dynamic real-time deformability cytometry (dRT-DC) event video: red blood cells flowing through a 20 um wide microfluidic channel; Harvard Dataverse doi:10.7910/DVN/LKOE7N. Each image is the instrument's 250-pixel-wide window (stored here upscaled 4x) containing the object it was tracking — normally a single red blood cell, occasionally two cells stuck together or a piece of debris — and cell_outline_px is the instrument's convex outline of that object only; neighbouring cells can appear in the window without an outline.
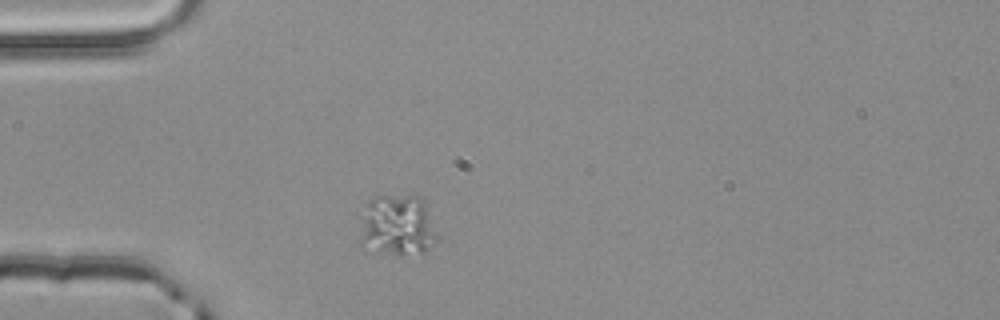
{"species": "common noctule bat (a hibernating species)", "species_latin": "Nyctalus noctula", "temperature_condition": "room temperature", "stored_images_in_passage": 1, "camera_frame_rate_fps": 3000, "um_per_image_px": 0.085, "animal": {"sex": "male", "body_mass_g": 20.4}, "frame": {"image": 1, "passage_image": 1, "time_ms": 0.0, "image_size_px": [1000, 320], "cell_outline_px": [[440, 240], [424, 252], [396, 256], [372, 252], [360, 244], [360, 240], [368, 200], [376, 196], [416, 196], [424, 200], [440, 236]], "centroid_in_image_um": [33.85, 19.22], "position_along_channel_um": 51.1, "area_um2": 27.92}}